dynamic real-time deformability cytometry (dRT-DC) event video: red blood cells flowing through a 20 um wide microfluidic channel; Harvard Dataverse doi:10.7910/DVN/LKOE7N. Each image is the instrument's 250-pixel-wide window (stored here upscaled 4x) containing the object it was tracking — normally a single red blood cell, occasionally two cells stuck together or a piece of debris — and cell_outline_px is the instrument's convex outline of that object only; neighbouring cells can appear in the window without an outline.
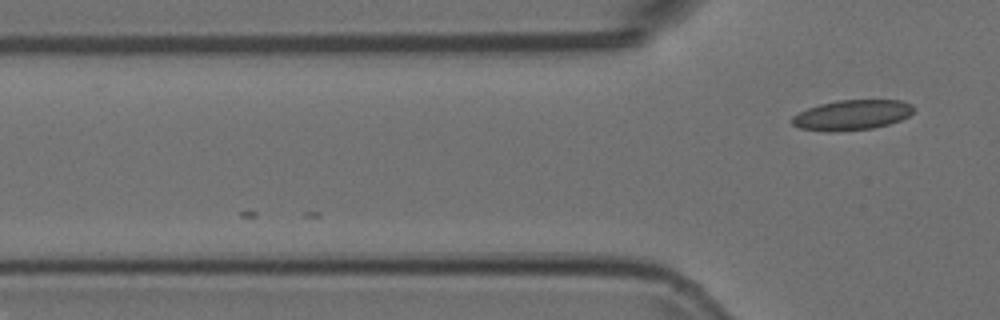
{"species": "Egyptian fruit bat (a non-hibernating species)", "species_latin": "Rousettus aegyptiacus", "temperature_condition": "room temperature", "stored_images_in_passage": 4, "camera_frame_rate_fps": 3000, "um_per_image_px": 0.085, "animal": {"sex": "female"}, "frame": {"image": 1, "passage_image": 4, "time_ms": 1.0, "image_size_px": [1000, 320], "cell_outline_px": [[916, 108], [908, 116], [900, 120], [888, 124], [872, 128], [832, 132], [828, 132], [800, 128], [792, 124], [792, 116], [808, 108], [820, 104], [836, 100], [900, 100], [912, 104]], "centroid_in_image_um": [72.42, 9.77], "position_along_channel_um": 53.4, "area_um2": 21.33}}